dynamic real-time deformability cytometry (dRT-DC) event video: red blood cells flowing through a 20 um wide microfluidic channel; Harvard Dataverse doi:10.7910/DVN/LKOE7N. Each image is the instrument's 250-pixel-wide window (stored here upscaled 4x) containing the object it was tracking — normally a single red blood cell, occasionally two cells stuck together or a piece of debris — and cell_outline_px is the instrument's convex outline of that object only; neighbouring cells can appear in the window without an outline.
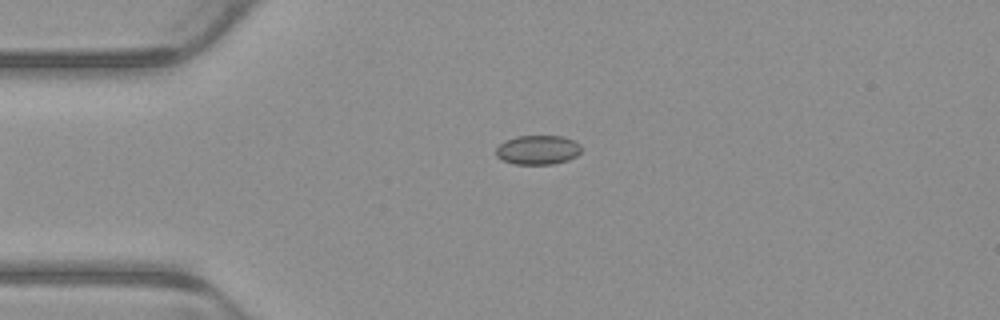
{"species": "common noctule bat (a hibernating species)", "species_latin": "Nyctalus noctula", "temperature_condition": "warm", "stored_images_in_passage": 4, "camera_frame_rate_fps": 3000, "um_per_image_px": 0.085, "animal": {"sex": "male", "body_mass_g": 23.1, "forearm_length_mm": 52.7}, "frame": {"image": 1, "passage_image": 3, "time_ms": 0.667, "image_size_px": [1000, 320], "cell_outline_px": [[580, 152], [576, 156], [568, 160], [552, 164], [512, 164], [500, 160], [496, 156], [496, 148], [504, 140], [516, 136], [564, 136], [580, 144]], "centroid_in_image_um": [45.67, 12.74], "position_along_channel_um": 39.3, "area_um2": 14.68}}